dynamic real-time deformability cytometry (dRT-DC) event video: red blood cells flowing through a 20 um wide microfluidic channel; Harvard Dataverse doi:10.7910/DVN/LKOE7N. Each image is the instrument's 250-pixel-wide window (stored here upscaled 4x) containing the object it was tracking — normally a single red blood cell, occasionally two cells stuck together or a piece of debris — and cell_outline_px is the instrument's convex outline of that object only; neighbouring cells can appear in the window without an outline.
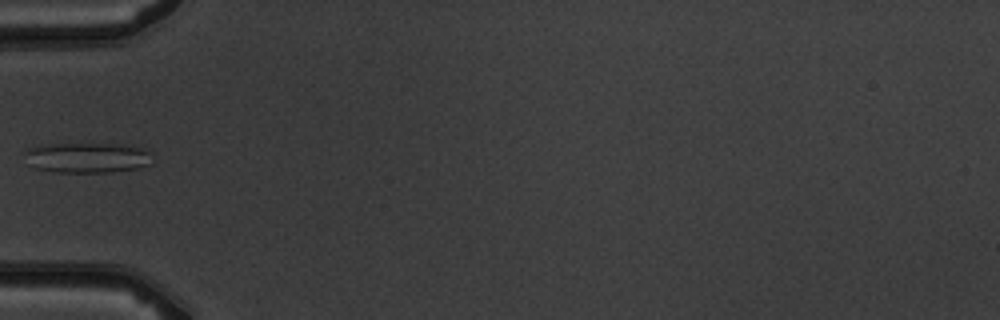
{"species": "common noctule bat (a hibernating species)", "species_latin": "Nyctalus noctula", "temperature_condition": "warm", "stored_images_in_passage": 6, "camera_frame_rate_fps": 3000, "um_per_image_px": 0.085, "animal": {"sex": "male", "body_mass_g": 19.5, "forearm_length_mm": 54.6}, "frame": {"image": 1, "passage_image": 6, "time_ms": 5.667, "image_size_px": [1000, 320], "cell_outline_px": [[152, 164], [140, 168], [112, 172], [56, 172], [36, 168], [28, 164], [24, 152], [28, 148], [52, 144], [128, 144], [140, 148], [148, 152]], "centroid_in_image_um": [7.43, 13.41], "position_along_channel_um": 77.6, "area_um2": 22.48}}